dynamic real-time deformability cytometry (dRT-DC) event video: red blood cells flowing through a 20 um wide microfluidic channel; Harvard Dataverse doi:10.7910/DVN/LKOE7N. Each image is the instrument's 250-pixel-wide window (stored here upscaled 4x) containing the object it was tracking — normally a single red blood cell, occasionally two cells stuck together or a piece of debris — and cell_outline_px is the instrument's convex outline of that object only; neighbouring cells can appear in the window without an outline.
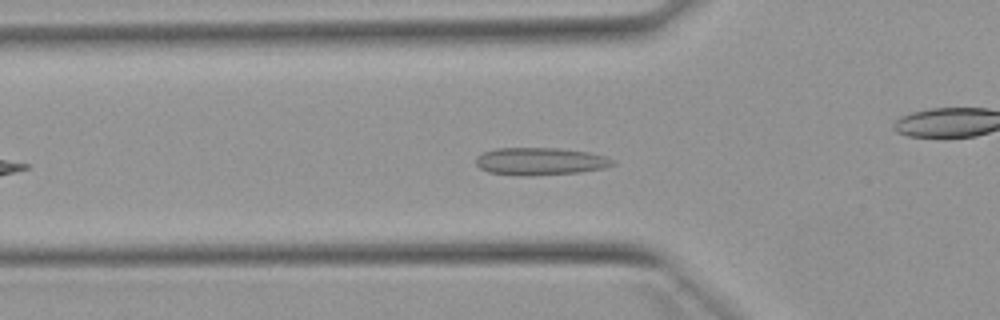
{"species": "Egyptian fruit bat (a non-hibernating species)", "species_latin": "Rousettus aegyptiacus", "temperature_condition": "warm", "stored_images_in_passage": 35, "camera_frame_rate_fps": 3000, "um_per_image_px": 0.085, "animal": {"sex": "female"}, "frame": {"image": 1, "passage_image": 8, "time_ms": 2.333, "image_size_px": [1000, 320], "cell_outline_px": [[616, 164], [604, 168], [580, 172], [532, 176], [524, 176], [488, 172], [480, 168], [476, 164], [476, 156], [484, 152], [496, 148], [556, 148], [588, 152], [604, 156], [612, 160]], "centroid_in_image_um": [45.9, 13.72], "position_along_channel_um": 79.9, "area_um2": 21.91}}
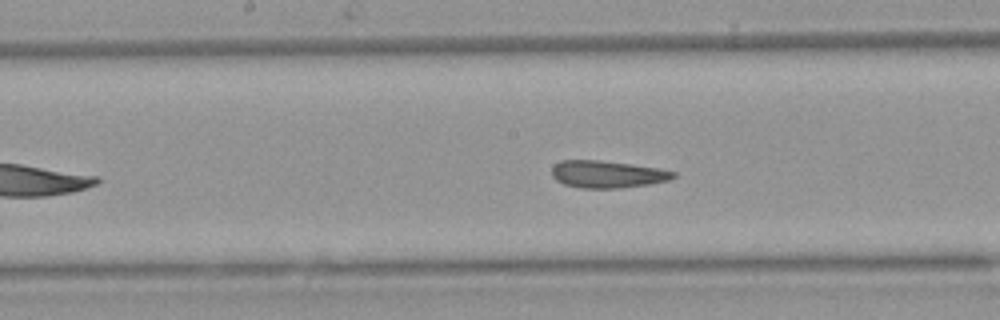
{"frame": {"image": 2, "passage_image": 17, "time_ms": 5.333, "image_size_px": [1000, 320], "cell_outline_px": [[676, 176], [668, 180], [648, 184], [620, 188], [580, 188], [564, 184], [556, 180], [552, 176], [552, 168], [560, 160], [600, 160], [632, 164], [660, 168], [676, 172]], "centroid_in_image_um": [51.62, 14.8], "position_along_channel_um": 196.6, "area_um2": 19.31}}
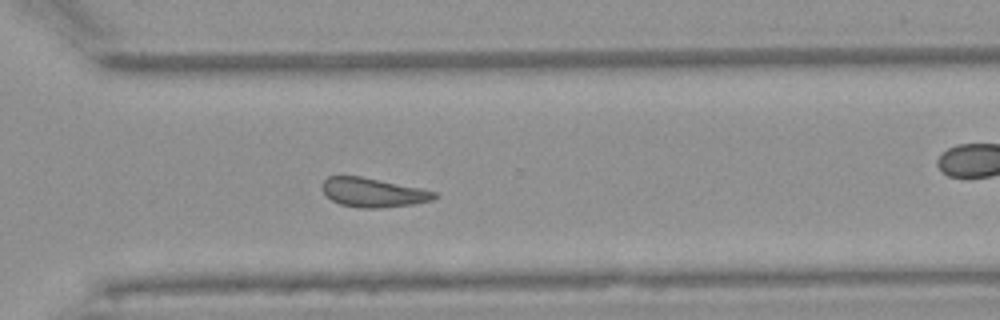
{"frame": {"image": 3, "passage_image": 28, "time_ms": 9.0, "image_size_px": [1000, 320], "cell_outline_px": [[440, 196], [432, 200], [412, 204], [380, 208], [360, 208], [340, 204], [332, 200], [324, 192], [320, 184], [328, 176], [360, 176], [440, 192]], "centroid_in_image_um": [31.74, 16.36], "position_along_channel_um": 338.9, "area_um2": 19.07}, "authors_computed_cell_mechanics": {"area_um2": 19.652, "velocity_mm_per_s": 3.887, "shape_relaxation_time_tau1_ms": null, "shape_relaxation_time_tau2_ms": 3.173, "deformation_change_tau1": null, "deformation_change_tau2": 0.0981}}